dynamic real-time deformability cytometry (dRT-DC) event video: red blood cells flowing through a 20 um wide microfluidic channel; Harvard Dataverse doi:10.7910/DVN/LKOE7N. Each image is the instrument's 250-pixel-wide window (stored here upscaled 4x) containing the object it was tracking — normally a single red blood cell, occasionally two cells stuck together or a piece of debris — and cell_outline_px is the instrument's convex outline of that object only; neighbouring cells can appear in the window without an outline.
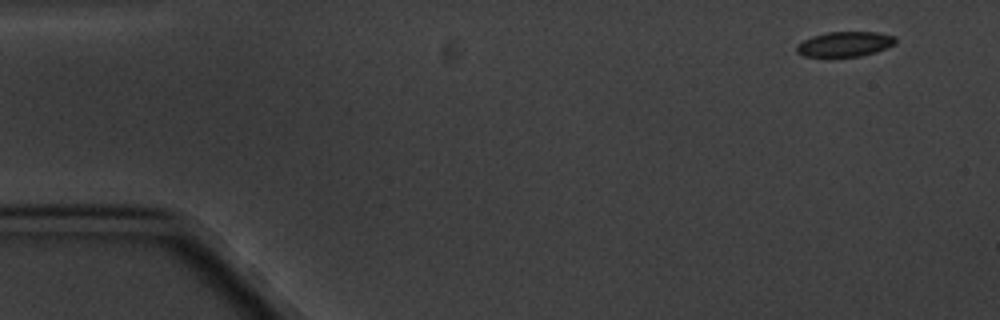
{"species": "common noctule bat (a hibernating species)", "species_latin": "Nyctalus noctula", "temperature_condition": "cold", "stored_images_in_passage": 4, "camera_frame_rate_fps": 3000, "um_per_image_px": 0.085, "animal": {"sex": "male", "body_mass_g": 20.1, "forearm_length_mm": 53.5}, "frame": {"image": 1, "passage_image": 1, "time_ms": 0.0, "image_size_px": [1000, 320], "cell_outline_px": [[896, 44], [876, 52], [860, 56], [804, 56], [796, 52], [796, 44], [812, 36], [828, 32], [876, 32], [896, 36]], "centroid_in_image_um": [71.83, 3.74], "position_along_channel_um": 13.2, "area_um2": 14.39}}